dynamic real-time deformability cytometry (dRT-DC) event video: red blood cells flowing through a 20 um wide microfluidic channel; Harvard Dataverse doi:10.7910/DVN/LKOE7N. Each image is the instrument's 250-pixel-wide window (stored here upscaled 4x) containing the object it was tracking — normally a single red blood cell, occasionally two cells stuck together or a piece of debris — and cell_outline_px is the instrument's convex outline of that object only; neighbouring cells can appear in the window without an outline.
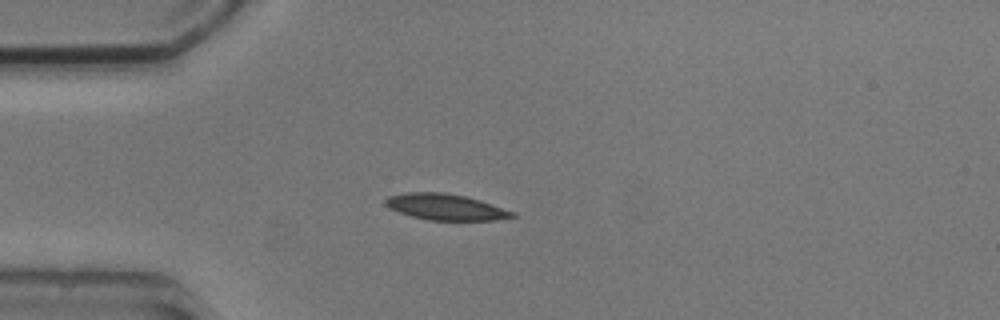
{"species": "common noctule bat (a hibernating species)", "species_latin": "Nyctalus noctula", "temperature_condition": "cold", "stored_images_in_passage": 2, "camera_frame_rate_fps": 3000, "um_per_image_px": 0.085, "animal": {"sex": "male", "body_mass_g": 20.5, "forearm_length_mm": 52.5}, "frame": {"image": 1, "passage_image": 1, "time_ms": 0.0, "image_size_px": [1000, 320], "cell_outline_px": [[516, 216], [496, 220], [428, 220], [412, 216], [388, 208], [384, 204], [384, 200], [388, 196], [404, 192], [444, 192], [464, 196], [480, 200], [516, 212]], "centroid_in_image_um": [37.86, 17.59], "position_along_channel_um": 47.1, "area_um2": 19.36}}